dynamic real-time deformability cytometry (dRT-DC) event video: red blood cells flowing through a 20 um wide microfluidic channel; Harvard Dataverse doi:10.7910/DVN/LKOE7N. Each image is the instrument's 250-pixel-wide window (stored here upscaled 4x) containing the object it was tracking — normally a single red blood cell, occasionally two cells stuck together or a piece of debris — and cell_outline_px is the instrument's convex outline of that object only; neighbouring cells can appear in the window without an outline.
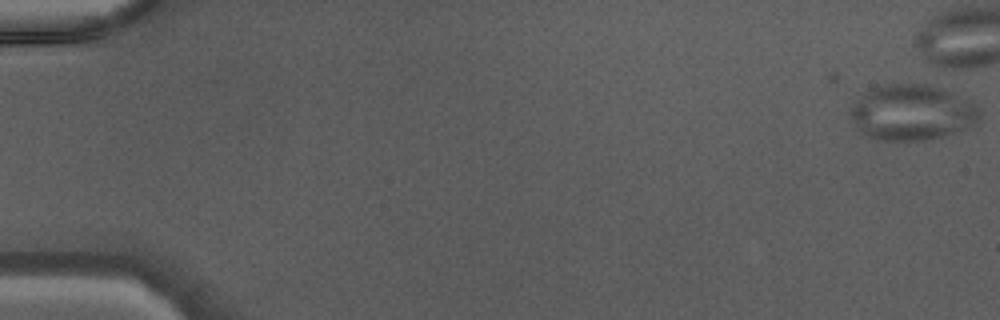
{"species": "Egyptian fruit bat (a non-hibernating species)", "species_latin": "Rousettus aegyptiacus", "temperature_condition": "warm", "stored_images_in_passage": 5, "camera_frame_rate_fps": 3000, "um_per_image_px": 0.085, "animal": {"sex": "male"}, "frame": {"image": 1, "passage_image": 1, "time_ms": 0.0, "image_size_px": [1000, 320], "cell_outline_px": [[980, 120], [976, 124], [960, 132], [924, 140], [880, 140], [868, 136], [856, 128], [848, 112], [872, 88], [888, 84], [924, 84], [948, 92], [980, 108]], "centroid_in_image_um": [77.54, 9.6], "position_along_channel_um": 7.5, "area_um2": 41.04}}